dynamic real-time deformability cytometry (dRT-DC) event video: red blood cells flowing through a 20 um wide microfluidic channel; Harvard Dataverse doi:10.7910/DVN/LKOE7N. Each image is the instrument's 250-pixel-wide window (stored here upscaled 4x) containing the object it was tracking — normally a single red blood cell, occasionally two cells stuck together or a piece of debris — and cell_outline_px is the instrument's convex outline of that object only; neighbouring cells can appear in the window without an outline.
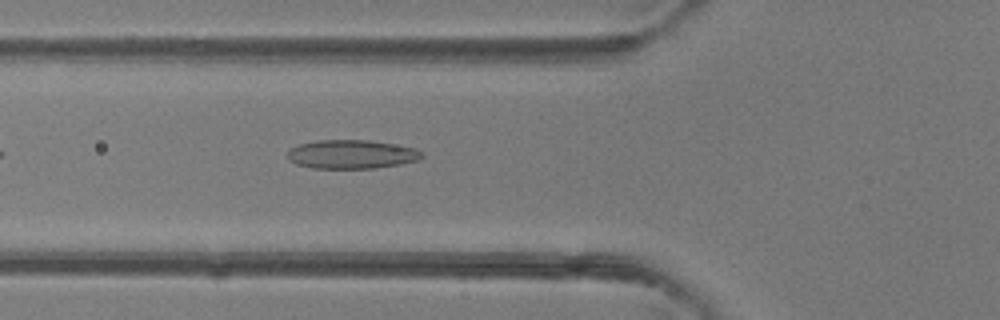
{"species": "common noctule bat (a hibernating species)", "species_latin": "Nyctalus noctula", "temperature_condition": "room temperature", "stored_images_in_passage": 5, "camera_frame_rate_fps": 3000, "um_per_image_px": 0.085, "animal": {"sex": "female"}, "frame": {"image": 1, "passage_image": 5, "time_ms": 4.667, "image_size_px": [1000, 320], "cell_outline_px": [[424, 156], [420, 160], [400, 164], [376, 168], [312, 168], [296, 164], [288, 160], [288, 152], [292, 148], [300, 144], [316, 140], [368, 140], [416, 148], [424, 152]], "centroid_in_image_um": [29.92, 13.12], "position_along_channel_um": 95.9, "area_um2": 22.6}}